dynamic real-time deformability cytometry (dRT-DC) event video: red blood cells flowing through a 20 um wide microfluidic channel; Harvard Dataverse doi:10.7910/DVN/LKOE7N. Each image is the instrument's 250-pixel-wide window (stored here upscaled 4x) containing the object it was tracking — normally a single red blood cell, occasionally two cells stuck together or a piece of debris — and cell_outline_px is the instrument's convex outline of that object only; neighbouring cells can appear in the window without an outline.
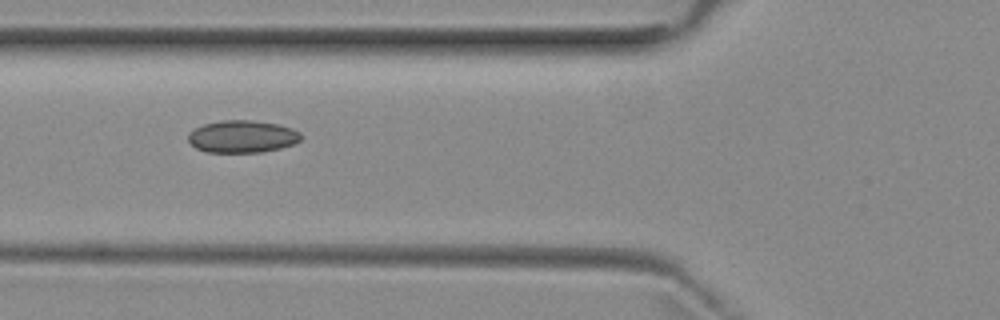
{"species": "common noctule bat (a hibernating species)", "species_latin": "Nyctalus noctula", "temperature_condition": "room temperature", "stored_images_in_passage": 4, "camera_frame_rate_fps": 3000, "um_per_image_px": 0.085, "animal": {"sex": "female", "body_mass_g": 29.2, "forearm_length_mm": 56.3}, "frame": {"image": 1, "passage_image": 3, "time_ms": 2.333, "image_size_px": [1000, 320], "cell_outline_px": [[300, 140], [292, 144], [280, 148], [264, 152], [208, 152], [196, 148], [188, 140], [188, 132], [204, 124], [220, 120], [252, 120], [276, 124], [292, 128], [300, 132]], "centroid_in_image_um": [20.58, 11.6], "position_along_channel_um": 105.2, "area_um2": 21.15}}
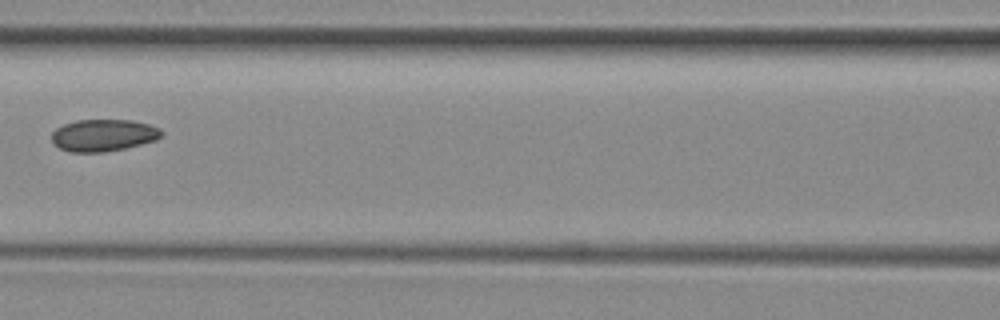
{"frame": {"image": 2, "passage_image": 4, "time_ms": 3.667, "image_size_px": [1000, 320], "cell_outline_px": [[164, 132], [156, 140], [124, 148], [104, 152], [68, 152], [60, 148], [52, 140], [52, 132], [56, 128], [64, 124], [76, 120], [132, 120], [148, 124], [160, 128]], "centroid_in_image_um": [8.79, 11.49], "position_along_channel_um": 157.8, "area_um2": 20.4}}